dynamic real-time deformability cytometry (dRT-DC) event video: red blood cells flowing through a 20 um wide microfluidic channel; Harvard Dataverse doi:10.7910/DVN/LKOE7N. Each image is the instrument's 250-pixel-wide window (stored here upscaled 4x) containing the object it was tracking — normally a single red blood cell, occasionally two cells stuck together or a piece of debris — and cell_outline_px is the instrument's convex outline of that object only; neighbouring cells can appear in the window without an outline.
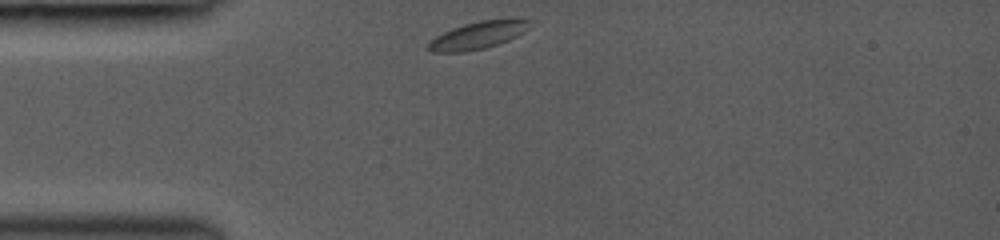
{"species": "common noctule bat (a hibernating species)", "species_latin": "Nyctalus noctula", "temperature_condition": "room temperature", "stored_images_in_passage": 22, "camera_frame_rate_fps": 3000, "um_per_image_px": 0.085, "animal": {"sex": "female", "body_mass_g": 19.0, "forearm_length_mm": 53.3}, "frame": {"image": 1, "passage_image": 1, "time_ms": 0.0, "image_size_px": [1000, 240], "cell_outline_px": [[536, 20], [524, 32], [508, 40], [484, 48], [464, 52], [432, 52], [428, 48], [428, 44], [436, 36], [452, 28], [464, 24], [480, 20], [508, 16]], "centroid_in_image_um": [40.75, 2.93], "position_along_channel_um": 44.2, "area_um2": 16.65}}
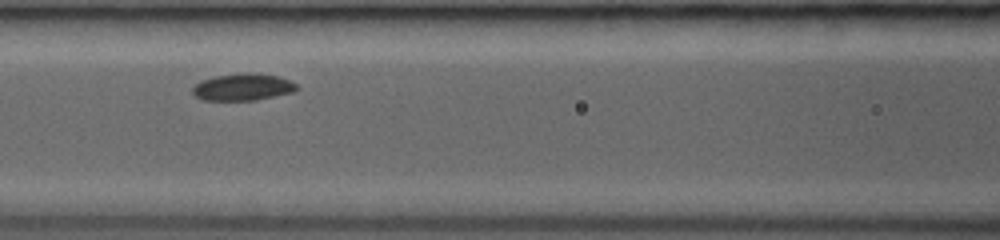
{"frame": {"image": 2, "passage_image": 9, "time_ms": 3.0, "image_size_px": [1000, 240], "cell_outline_px": [[296, 88], [292, 92], [256, 100], [204, 100], [196, 96], [192, 92], [192, 88], [200, 80], [216, 76], [248, 72], [252, 72], [280, 76], [296, 84]], "centroid_in_image_um": [20.62, 7.39], "position_along_channel_um": 146.0, "area_um2": 16.24}}
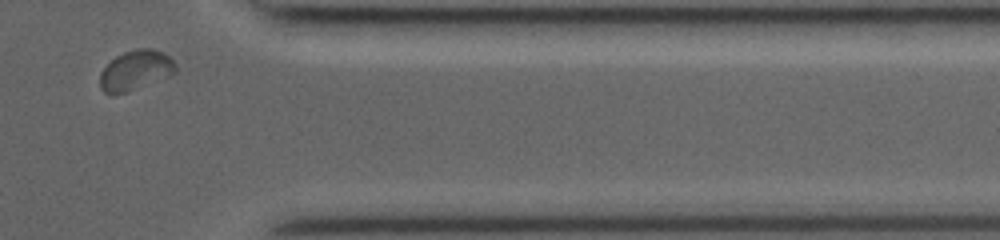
{"frame": {"image": 3, "passage_image": 22, "time_ms": 9.333, "image_size_px": [1000, 240], "cell_outline_px": [[176, 72], [172, 76], [128, 92], [104, 92], [100, 88], [100, 72], [116, 56], [124, 52], [136, 48], [152, 48], [164, 52], [176, 64]], "centroid_in_image_um": [11.57, 5.96], "position_along_channel_um": 399.8, "area_um2": 17.63}, "authors_computed_cell_mechanics": {"area_um2": 16.5886, "velocity_mm_per_s": 4.0553, "shape_relaxation_time_tau1_ms": 1.6385, "shape_relaxation_time_tau2_ms": null, "deformation_change_tau1": 0.0604, "deformation_change_tau2": null}}